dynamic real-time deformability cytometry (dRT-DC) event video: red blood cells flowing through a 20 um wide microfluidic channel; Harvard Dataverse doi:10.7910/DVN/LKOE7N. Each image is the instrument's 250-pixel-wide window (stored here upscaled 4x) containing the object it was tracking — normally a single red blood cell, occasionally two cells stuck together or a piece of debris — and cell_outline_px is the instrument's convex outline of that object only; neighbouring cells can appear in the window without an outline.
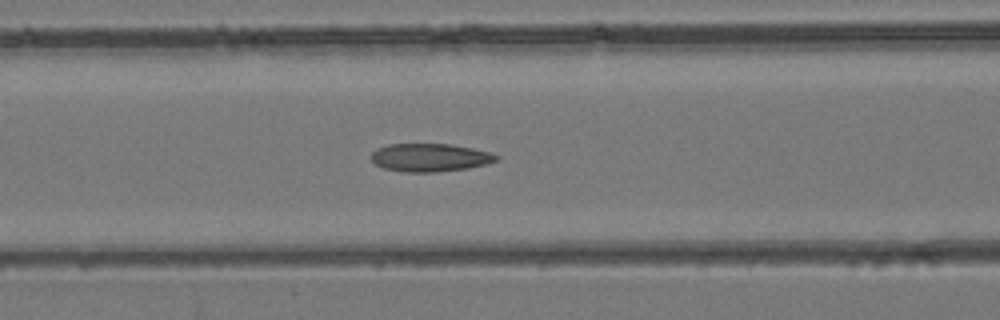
{"species": "common noctule bat (a hibernating species)", "species_latin": "Nyctalus noctula", "temperature_condition": "room temperature", "stored_images_in_passage": 42, "camera_frame_rate_fps": 3000, "um_per_image_px": 0.085, "animal": {"sex": "female", "body_mass_g": 24.6, "forearm_length_mm": 56.2}, "frame": {"image": 1, "passage_image": 16, "time_ms": 5.0, "image_size_px": [1000, 320], "cell_outline_px": [[500, 156], [496, 160], [484, 164], [468, 168], [436, 172], [404, 172], [384, 168], [376, 164], [372, 160], [372, 152], [376, 148], [388, 144], [452, 144], [472, 148], [488, 152]], "centroid_in_image_um": [36.52, 13.38], "position_along_channel_um": 130.1, "area_um2": 20.35}}
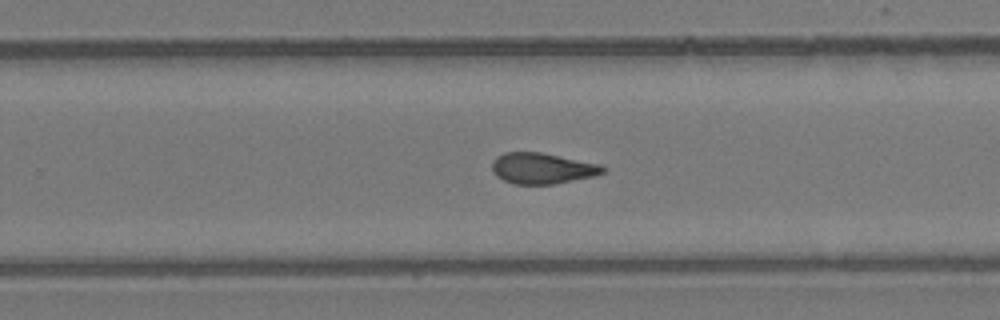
{"frame": {"image": 2, "passage_image": 26, "time_ms": 8.333, "image_size_px": [1000, 320], "cell_outline_px": [[608, 168], [604, 172], [596, 176], [552, 184], [512, 184], [496, 176], [492, 172], [492, 160], [496, 156], [504, 152], [540, 152], [600, 164]], "centroid_in_image_um": [46.08, 14.31], "position_along_channel_um": 283.7, "area_um2": 20.11}}
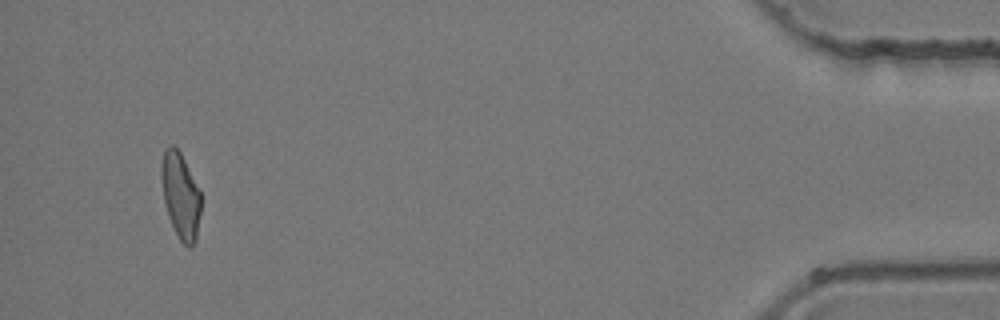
{"frame": {"image": 3, "passage_image": 40, "time_ms": 13.0, "image_size_px": [1000, 320], "cell_outline_px": [[200, 212], [196, 240], [188, 248], [180, 240], [168, 216], [164, 200], [160, 176], [160, 164], [164, 148], [168, 144], [172, 144], [180, 152], [200, 192]], "centroid_in_image_um": [15.31, 16.58], "position_along_channel_um": 419.9, "area_um2": 19.65}}